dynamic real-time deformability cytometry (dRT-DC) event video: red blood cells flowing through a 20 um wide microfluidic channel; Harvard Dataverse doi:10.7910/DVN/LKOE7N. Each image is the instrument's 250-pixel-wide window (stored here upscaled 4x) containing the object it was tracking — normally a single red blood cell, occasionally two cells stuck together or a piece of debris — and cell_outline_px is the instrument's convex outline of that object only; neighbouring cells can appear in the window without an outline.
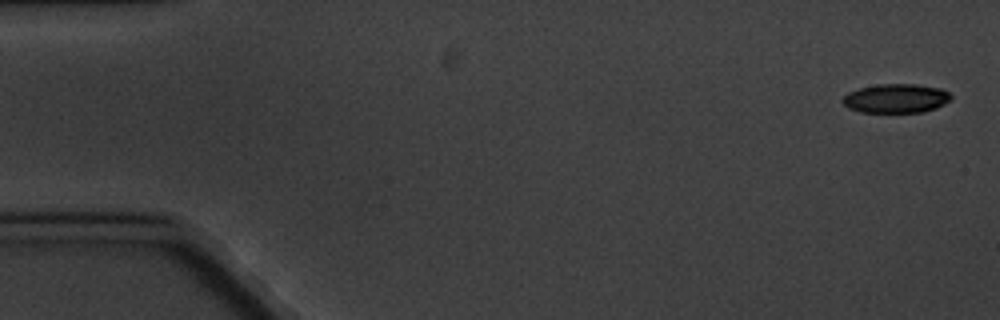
{"species": "common noctule bat (a hibernating species)", "species_latin": "Nyctalus noctula", "temperature_condition": "cold", "stored_images_in_passage": 4, "camera_frame_rate_fps": 3000, "um_per_image_px": 0.085, "animal": {"sex": "male", "body_mass_g": 20.1, "forearm_length_mm": 53.5}, "frame": {"image": 1, "passage_image": 1, "time_ms": 0.0, "image_size_px": [1000, 320], "cell_outline_px": [[952, 100], [936, 108], [924, 112], [860, 112], [848, 108], [840, 100], [848, 92], [860, 88], [880, 84], [916, 84], [940, 88], [948, 92], [952, 96]], "centroid_in_image_um": [76.17, 8.37], "position_along_channel_um": 8.8, "area_um2": 18.44}}